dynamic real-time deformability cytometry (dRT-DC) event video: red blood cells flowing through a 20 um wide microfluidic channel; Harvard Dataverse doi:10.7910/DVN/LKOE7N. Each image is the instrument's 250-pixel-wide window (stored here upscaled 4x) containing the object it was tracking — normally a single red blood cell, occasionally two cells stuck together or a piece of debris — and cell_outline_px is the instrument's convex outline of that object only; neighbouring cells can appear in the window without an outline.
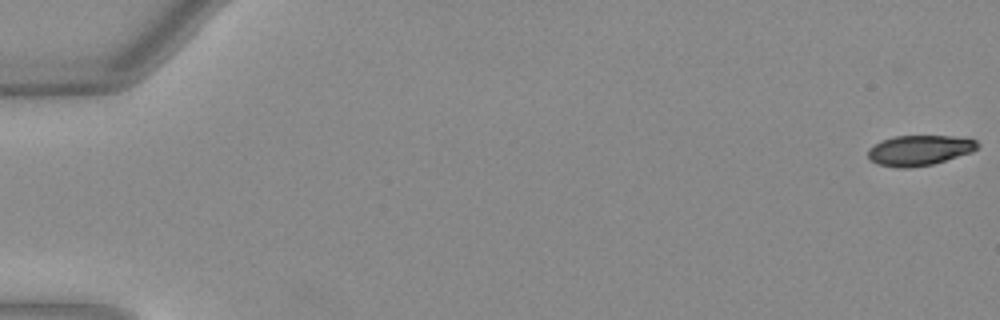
{"species": "Egyptian fruit bat (a non-hibernating species)", "species_latin": "Rousettus aegyptiacus", "temperature_condition": "warm", "stored_images_in_passage": 12, "camera_frame_rate_fps": 3000, "um_per_image_px": 0.085, "animal": {"sex": "female"}, "frame": {"image": 1, "passage_image": 1, "time_ms": 0.0, "image_size_px": [1000, 320], "cell_outline_px": [[980, 144], [972, 152], [932, 164], [908, 168], [896, 168], [876, 164], [868, 156], [868, 148], [880, 140], [896, 136], [952, 136], [976, 140]], "centroid_in_image_um": [78.11, 12.78], "position_along_channel_um": 6.9, "area_um2": 19.31}}